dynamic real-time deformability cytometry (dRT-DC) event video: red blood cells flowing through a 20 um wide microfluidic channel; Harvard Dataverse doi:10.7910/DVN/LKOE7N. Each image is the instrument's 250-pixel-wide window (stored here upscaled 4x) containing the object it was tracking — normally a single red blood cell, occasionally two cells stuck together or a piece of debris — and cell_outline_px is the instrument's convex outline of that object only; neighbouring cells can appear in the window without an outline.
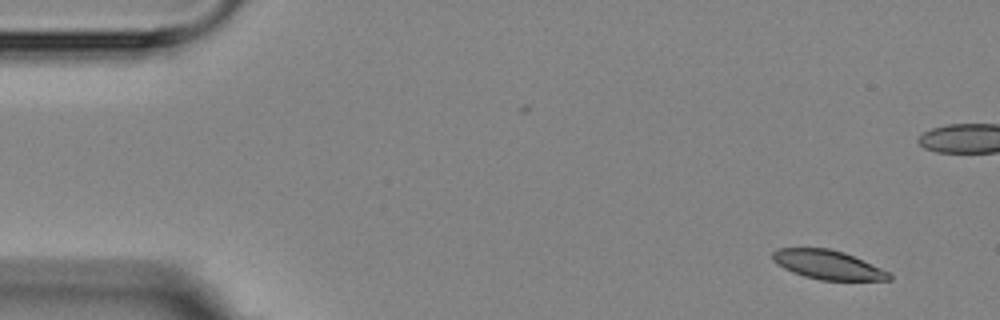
{"species": "Egyptian fruit bat (a non-hibernating species)", "species_latin": "Rousettus aegyptiacus", "temperature_condition": "room temperature", "stored_images_in_passage": 6, "segment_of_instrument_passage": [1, 2], "camera_frame_rate_fps": 3000, "um_per_image_px": 0.085, "animal": {"sex": "female"}, "frame": {"image": 1, "passage_image": 1, "time_ms": 0.0, "image_size_px": [1000, 320], "cell_outline_px": [[892, 280], [820, 280], [804, 276], [792, 272], [776, 264], [772, 260], [772, 252], [776, 248], [828, 248], [844, 252], [880, 268], [888, 272], [892, 276]], "centroid_in_image_um": [70.32, 22.5], "position_along_channel_um": 14.7, "area_um2": 19.65}}
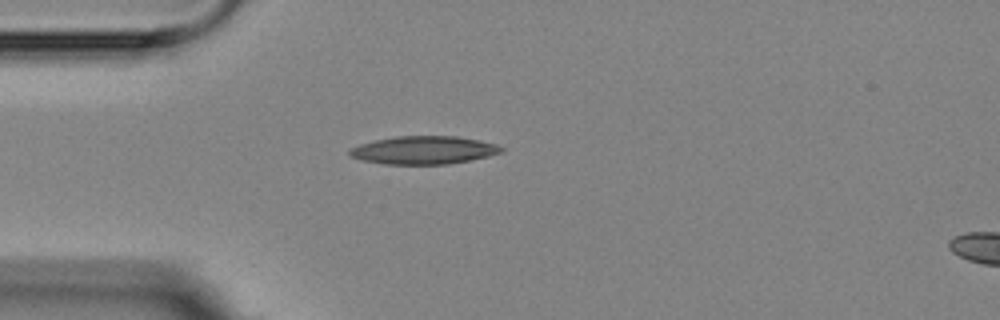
{"frame": {"image": 2, "passage_image": 5, "time_ms": 7.0, "image_size_px": [1000, 320], "cell_outline_px": [[504, 152], [488, 156], [448, 164], [384, 164], [364, 160], [348, 156], [348, 148], [360, 144], [376, 140], [396, 136], [456, 136], [480, 140], [496, 144], [504, 148]], "centroid_in_image_um": [36.01, 12.75], "position_along_channel_um": 49.0, "area_um2": 24.8}}